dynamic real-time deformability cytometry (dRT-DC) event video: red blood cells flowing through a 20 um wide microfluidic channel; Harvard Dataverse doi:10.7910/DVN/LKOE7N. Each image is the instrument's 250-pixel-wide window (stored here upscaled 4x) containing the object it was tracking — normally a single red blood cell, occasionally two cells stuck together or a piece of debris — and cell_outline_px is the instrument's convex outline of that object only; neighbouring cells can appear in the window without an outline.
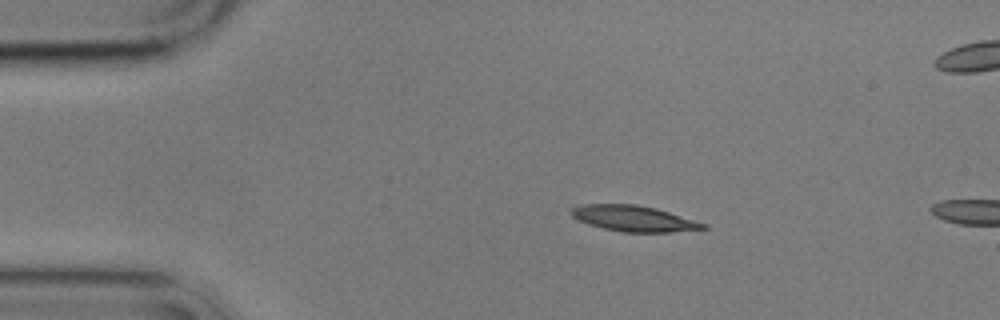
{"species": "common noctule bat (a hibernating species)", "species_latin": "Nyctalus noctula", "temperature_condition": "cold", "stored_images_in_passage": 2, "camera_frame_rate_fps": 3000, "um_per_image_px": 0.085, "animal": {"sex": "male", "body_mass_g": 17.9}, "frame": {"image": 1, "passage_image": 1, "time_ms": 0.0, "image_size_px": [1000, 320], "cell_outline_px": [[708, 228], [672, 232], [624, 232], [604, 228], [588, 224], [576, 220], [572, 216], [568, 208], [584, 204], [636, 204], [656, 208], [708, 224]], "centroid_in_image_um": [53.84, 18.56], "position_along_channel_um": 31.2, "area_um2": 19.94}}